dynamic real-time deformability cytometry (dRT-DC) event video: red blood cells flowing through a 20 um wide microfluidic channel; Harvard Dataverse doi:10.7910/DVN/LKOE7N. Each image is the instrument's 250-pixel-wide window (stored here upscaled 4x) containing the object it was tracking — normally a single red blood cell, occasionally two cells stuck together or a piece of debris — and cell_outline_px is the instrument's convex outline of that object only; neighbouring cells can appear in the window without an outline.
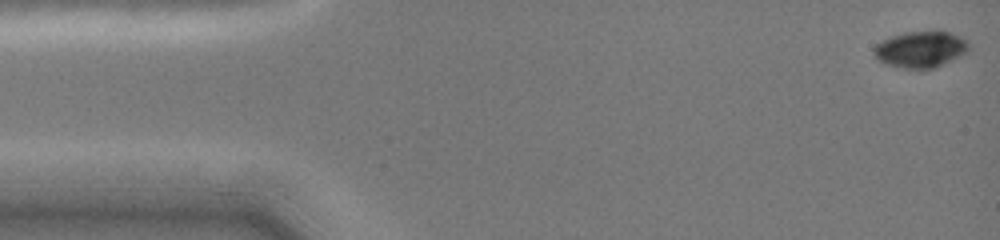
{"species": "common noctule bat (a hibernating species)", "species_latin": "Nyctalus noctula", "temperature_condition": "cold", "stored_images_in_passage": 23, "camera_frame_rate_fps": 3000, "um_per_image_px": 0.085, "animal": {"sex": "female", "body_mass_g": 19.0, "forearm_length_mm": 51.5}, "frame": {"image": 1, "passage_image": 1, "time_ms": 0.0, "image_size_px": [1000, 240], "cell_outline_px": [[972, 48], [968, 52], [944, 64], [932, 68], [904, 68], [888, 64], [880, 60], [872, 52], [872, 48], [876, 44], [892, 36], [904, 32], [948, 32], [964, 36], [968, 40]], "centroid_in_image_um": [78.32, 4.18], "position_along_channel_um": 6.7, "area_um2": 20.06}}
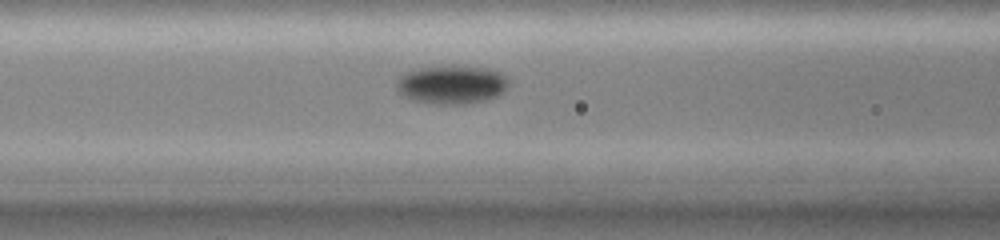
{"frame": {"image": 2, "passage_image": 16, "time_ms": 6.0, "image_size_px": [1000, 240], "cell_outline_px": [[508, 88], [504, 92], [496, 96], [484, 100], [464, 104], [432, 104], [412, 100], [400, 96], [396, 88], [396, 84], [400, 76], [404, 72], [416, 68], [444, 64], [452, 64], [488, 68], [500, 72], [508, 76]], "centroid_in_image_um": [38.37, 7.16], "position_along_channel_um": 128.2, "area_um2": 26.13}}
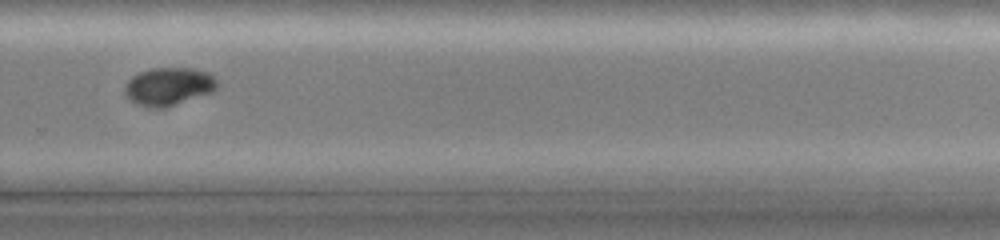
{"frame": {"image": 3, "passage_image": 22, "time_ms": 10.667, "image_size_px": [1000, 240], "cell_outline_px": [[220, 84], [212, 92], [164, 108], [148, 108], [136, 104], [124, 92], [124, 84], [132, 76], [140, 72], [152, 68], [192, 68], [208, 72]], "centroid_in_image_um": [14.33, 7.35], "position_along_channel_um": 315.5, "area_um2": 20.46}}